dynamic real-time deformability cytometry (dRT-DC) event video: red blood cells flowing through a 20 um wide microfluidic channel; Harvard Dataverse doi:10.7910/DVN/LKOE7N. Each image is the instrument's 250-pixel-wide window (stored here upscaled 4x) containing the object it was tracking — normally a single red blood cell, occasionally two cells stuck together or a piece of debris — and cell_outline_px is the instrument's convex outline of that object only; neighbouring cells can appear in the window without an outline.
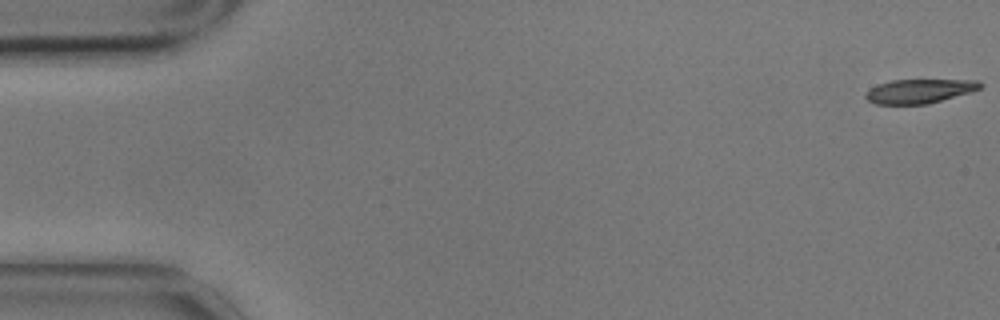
{"species": "common noctule bat (a hibernating species)", "species_latin": "Nyctalus noctula", "temperature_condition": "cold", "stored_images_in_passage": 21, "camera_frame_rate_fps": 3000, "um_per_image_px": 0.085, "animal": {"sex": "male", "body_mass_g": 17.9}, "frame": {"image": 1, "passage_image": 1, "time_ms": 0.0, "image_size_px": [1000, 320], "cell_outline_px": [[984, 84], [980, 88], [972, 92], [928, 104], [876, 104], [868, 100], [864, 96], [864, 92], [880, 84], [892, 80], [980, 80]], "centroid_in_image_um": [78.19, 7.75], "position_along_channel_um": 6.8, "area_um2": 16.13}}
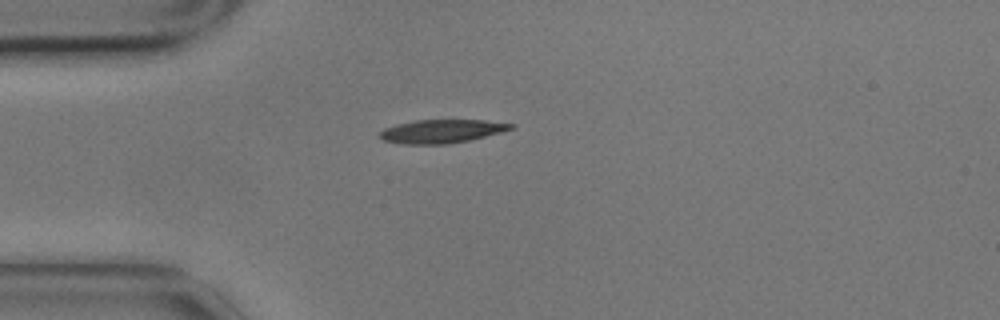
{"frame": {"image": 2, "passage_image": 15, "time_ms": 4.667, "image_size_px": [1000, 320], "cell_outline_px": [[516, 128], [468, 140], [448, 144], [400, 144], [384, 140], [380, 136], [380, 132], [384, 128], [396, 124], [416, 120], [484, 120], [516, 124]], "centroid_in_image_um": [37.55, 11.15], "position_along_channel_um": 47.5, "area_um2": 17.86}}